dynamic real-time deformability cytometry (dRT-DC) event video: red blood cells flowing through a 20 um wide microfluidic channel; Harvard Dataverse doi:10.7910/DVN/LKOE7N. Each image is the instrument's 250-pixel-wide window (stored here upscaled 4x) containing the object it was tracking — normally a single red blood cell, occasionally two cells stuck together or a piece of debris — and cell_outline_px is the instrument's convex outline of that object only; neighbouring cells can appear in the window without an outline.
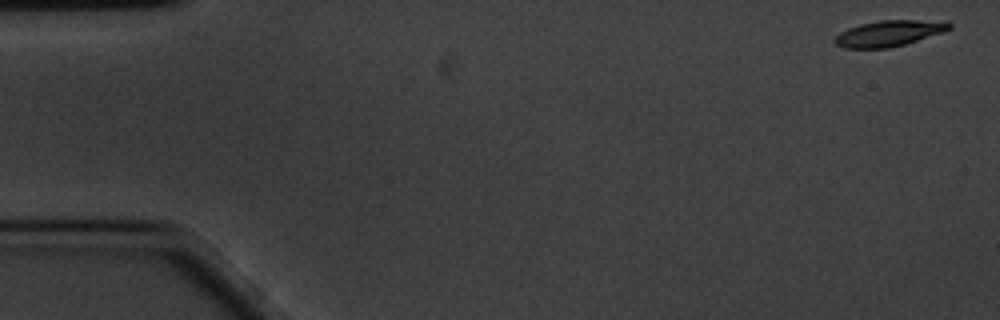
{"species": "common noctule bat (a hibernating species)", "species_latin": "Nyctalus noctula", "temperature_condition": "cold", "stored_images_in_passage": 58, "camera_frame_rate_fps": 3000, "um_per_image_px": 0.085, "animal": {"sex": "male", "body_mass_g": 20.1, "forearm_length_mm": 53.5}, "frame": {"image": 1, "passage_image": 1, "time_ms": 0.0, "image_size_px": [1000, 320], "cell_outline_px": [[952, 28], [944, 32], [904, 44], [888, 48], [844, 48], [836, 44], [832, 40], [840, 32], [848, 28], [860, 24], [880, 20], [948, 20], [952, 24]], "centroid_in_image_um": [75.61, 2.82], "position_along_channel_um": 9.4, "area_um2": 17.46}}
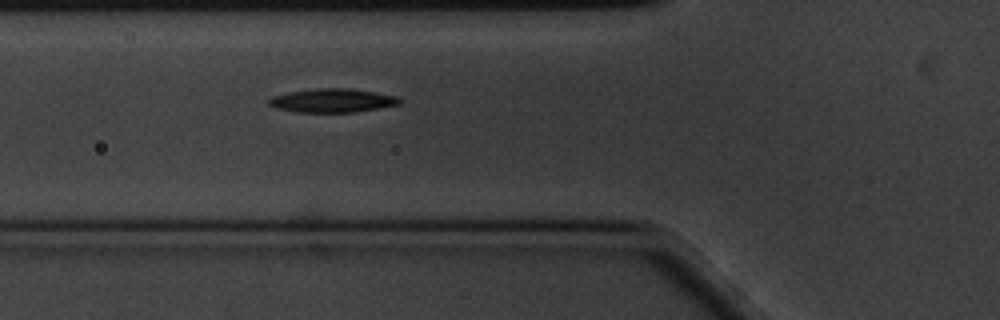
{"frame": {"image": 2, "passage_image": 20, "time_ms": 6.333, "image_size_px": [1000, 320], "cell_outline_px": [[404, 100], [400, 104], [356, 112], [296, 112], [276, 108], [268, 104], [268, 100], [272, 96], [288, 92], [316, 88], [348, 88], [400, 96]], "centroid_in_image_um": [28.28, 8.54], "position_along_channel_um": 97.5, "area_um2": 18.21}}
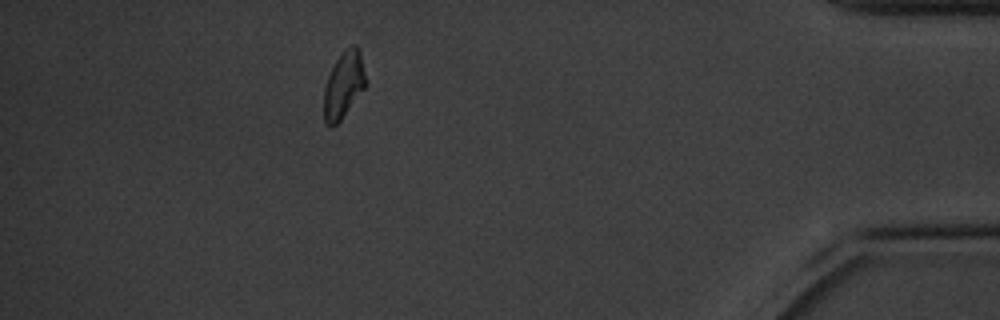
{"frame": {"image": 3, "passage_image": 52, "time_ms": 17.0, "image_size_px": [1000, 320], "cell_outline_px": [[368, 84], [340, 120], [332, 128], [324, 120], [324, 88], [328, 76], [340, 52], [352, 44], [356, 44], [360, 52], [368, 80]], "centroid_in_image_um": [29.24, 7.18], "position_along_channel_um": 406.0, "area_um2": 16.42}, "authors_computed_cell_mechanics": {"area_um2": 17.2822, "velocity_mm_per_s": 3.3532, "shape_relaxation_time_tau1_ms": 2.6929, "shape_relaxation_time_tau2_ms": null, "deformation_change_tau1": 0.0989, "deformation_change_tau2": null}}